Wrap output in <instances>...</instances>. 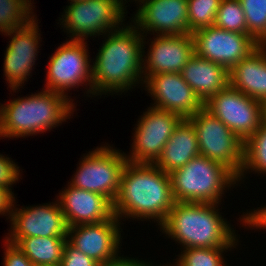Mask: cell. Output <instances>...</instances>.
Returning a JSON list of instances; mask_svg holds the SVG:
<instances>
[{"label":"cell","instance_id":"6","mask_svg":"<svg viewBox=\"0 0 266 266\" xmlns=\"http://www.w3.org/2000/svg\"><path fill=\"white\" fill-rule=\"evenodd\" d=\"M187 119L196 130L200 156L223 164L239 177L244 142L204 106Z\"/></svg>","mask_w":266,"mask_h":266},{"label":"cell","instance_id":"22","mask_svg":"<svg viewBox=\"0 0 266 266\" xmlns=\"http://www.w3.org/2000/svg\"><path fill=\"white\" fill-rule=\"evenodd\" d=\"M199 155L196 130L193 124L184 118L172 133L161 156L154 164L170 174Z\"/></svg>","mask_w":266,"mask_h":266},{"label":"cell","instance_id":"10","mask_svg":"<svg viewBox=\"0 0 266 266\" xmlns=\"http://www.w3.org/2000/svg\"><path fill=\"white\" fill-rule=\"evenodd\" d=\"M84 42L69 40L51 55L47 68L46 90L66 95L67 89L88 82V92L93 95L92 65L87 54V43Z\"/></svg>","mask_w":266,"mask_h":266},{"label":"cell","instance_id":"12","mask_svg":"<svg viewBox=\"0 0 266 266\" xmlns=\"http://www.w3.org/2000/svg\"><path fill=\"white\" fill-rule=\"evenodd\" d=\"M192 36L197 55L222 65L228 71L260 45L248 34L215 26L200 28Z\"/></svg>","mask_w":266,"mask_h":266},{"label":"cell","instance_id":"17","mask_svg":"<svg viewBox=\"0 0 266 266\" xmlns=\"http://www.w3.org/2000/svg\"><path fill=\"white\" fill-rule=\"evenodd\" d=\"M38 29V22L33 19L28 25L5 33L8 36L13 34L4 56V73L12 90L24 84L35 64L38 39H41Z\"/></svg>","mask_w":266,"mask_h":266},{"label":"cell","instance_id":"11","mask_svg":"<svg viewBox=\"0 0 266 266\" xmlns=\"http://www.w3.org/2000/svg\"><path fill=\"white\" fill-rule=\"evenodd\" d=\"M183 119L177 113L149 107L138 121L127 162L154 164Z\"/></svg>","mask_w":266,"mask_h":266},{"label":"cell","instance_id":"13","mask_svg":"<svg viewBox=\"0 0 266 266\" xmlns=\"http://www.w3.org/2000/svg\"><path fill=\"white\" fill-rule=\"evenodd\" d=\"M143 82L151 97H154L152 99L156 100L154 108L189 118L204 106L181 73L149 75Z\"/></svg>","mask_w":266,"mask_h":266},{"label":"cell","instance_id":"31","mask_svg":"<svg viewBox=\"0 0 266 266\" xmlns=\"http://www.w3.org/2000/svg\"><path fill=\"white\" fill-rule=\"evenodd\" d=\"M20 170L10 158L0 155V186L11 190V185L18 181Z\"/></svg>","mask_w":266,"mask_h":266},{"label":"cell","instance_id":"35","mask_svg":"<svg viewBox=\"0 0 266 266\" xmlns=\"http://www.w3.org/2000/svg\"><path fill=\"white\" fill-rule=\"evenodd\" d=\"M99 266H147V264L144 261L137 259H126L124 257L122 258L117 256L104 264H100Z\"/></svg>","mask_w":266,"mask_h":266},{"label":"cell","instance_id":"14","mask_svg":"<svg viewBox=\"0 0 266 266\" xmlns=\"http://www.w3.org/2000/svg\"><path fill=\"white\" fill-rule=\"evenodd\" d=\"M119 221L113 215L101 223L68 227L67 241L86 256L104 264L118 255L121 242Z\"/></svg>","mask_w":266,"mask_h":266},{"label":"cell","instance_id":"19","mask_svg":"<svg viewBox=\"0 0 266 266\" xmlns=\"http://www.w3.org/2000/svg\"><path fill=\"white\" fill-rule=\"evenodd\" d=\"M58 197L68 227L101 223L114 215L112 203L105 196L71 184Z\"/></svg>","mask_w":266,"mask_h":266},{"label":"cell","instance_id":"24","mask_svg":"<svg viewBox=\"0 0 266 266\" xmlns=\"http://www.w3.org/2000/svg\"><path fill=\"white\" fill-rule=\"evenodd\" d=\"M266 174V121L244 142V161L238 180L244 177L246 170Z\"/></svg>","mask_w":266,"mask_h":266},{"label":"cell","instance_id":"28","mask_svg":"<svg viewBox=\"0 0 266 266\" xmlns=\"http://www.w3.org/2000/svg\"><path fill=\"white\" fill-rule=\"evenodd\" d=\"M189 34L200 28L214 26L221 0H187Z\"/></svg>","mask_w":266,"mask_h":266},{"label":"cell","instance_id":"26","mask_svg":"<svg viewBox=\"0 0 266 266\" xmlns=\"http://www.w3.org/2000/svg\"><path fill=\"white\" fill-rule=\"evenodd\" d=\"M246 17L247 34L266 45V0H239Z\"/></svg>","mask_w":266,"mask_h":266},{"label":"cell","instance_id":"29","mask_svg":"<svg viewBox=\"0 0 266 266\" xmlns=\"http://www.w3.org/2000/svg\"><path fill=\"white\" fill-rule=\"evenodd\" d=\"M228 248H186L177 260V266H226L222 253Z\"/></svg>","mask_w":266,"mask_h":266},{"label":"cell","instance_id":"32","mask_svg":"<svg viewBox=\"0 0 266 266\" xmlns=\"http://www.w3.org/2000/svg\"><path fill=\"white\" fill-rule=\"evenodd\" d=\"M4 266H35L16 245L5 242Z\"/></svg>","mask_w":266,"mask_h":266},{"label":"cell","instance_id":"9","mask_svg":"<svg viewBox=\"0 0 266 266\" xmlns=\"http://www.w3.org/2000/svg\"><path fill=\"white\" fill-rule=\"evenodd\" d=\"M204 107L243 142L250 138L265 120L264 104L230 85L214 94Z\"/></svg>","mask_w":266,"mask_h":266},{"label":"cell","instance_id":"25","mask_svg":"<svg viewBox=\"0 0 266 266\" xmlns=\"http://www.w3.org/2000/svg\"><path fill=\"white\" fill-rule=\"evenodd\" d=\"M31 6V0H0V31L7 33L28 25L34 19Z\"/></svg>","mask_w":266,"mask_h":266},{"label":"cell","instance_id":"4","mask_svg":"<svg viewBox=\"0 0 266 266\" xmlns=\"http://www.w3.org/2000/svg\"><path fill=\"white\" fill-rule=\"evenodd\" d=\"M68 96L44 90L0 105V137L15 138L46 132L71 116Z\"/></svg>","mask_w":266,"mask_h":266},{"label":"cell","instance_id":"27","mask_svg":"<svg viewBox=\"0 0 266 266\" xmlns=\"http://www.w3.org/2000/svg\"><path fill=\"white\" fill-rule=\"evenodd\" d=\"M214 26L247 34L246 17L239 0H221Z\"/></svg>","mask_w":266,"mask_h":266},{"label":"cell","instance_id":"18","mask_svg":"<svg viewBox=\"0 0 266 266\" xmlns=\"http://www.w3.org/2000/svg\"><path fill=\"white\" fill-rule=\"evenodd\" d=\"M156 36L150 44L147 59L143 58L144 78L159 73H180L195 53L192 34Z\"/></svg>","mask_w":266,"mask_h":266},{"label":"cell","instance_id":"33","mask_svg":"<svg viewBox=\"0 0 266 266\" xmlns=\"http://www.w3.org/2000/svg\"><path fill=\"white\" fill-rule=\"evenodd\" d=\"M243 222L248 226L266 229V206L261 209L254 210L243 216Z\"/></svg>","mask_w":266,"mask_h":266},{"label":"cell","instance_id":"16","mask_svg":"<svg viewBox=\"0 0 266 266\" xmlns=\"http://www.w3.org/2000/svg\"><path fill=\"white\" fill-rule=\"evenodd\" d=\"M11 231L6 239L67 237L68 225L59 203L11 209Z\"/></svg>","mask_w":266,"mask_h":266},{"label":"cell","instance_id":"15","mask_svg":"<svg viewBox=\"0 0 266 266\" xmlns=\"http://www.w3.org/2000/svg\"><path fill=\"white\" fill-rule=\"evenodd\" d=\"M138 12L133 19L142 34L183 35L189 33L187 0H139ZM147 31V32H145Z\"/></svg>","mask_w":266,"mask_h":266},{"label":"cell","instance_id":"3","mask_svg":"<svg viewBox=\"0 0 266 266\" xmlns=\"http://www.w3.org/2000/svg\"><path fill=\"white\" fill-rule=\"evenodd\" d=\"M217 204L175 202L160 226L163 233L186 248H232L236 237L216 210Z\"/></svg>","mask_w":266,"mask_h":266},{"label":"cell","instance_id":"5","mask_svg":"<svg viewBox=\"0 0 266 266\" xmlns=\"http://www.w3.org/2000/svg\"><path fill=\"white\" fill-rule=\"evenodd\" d=\"M170 177L175 202L219 204L226 186L238 182L226 166L200 155L174 170Z\"/></svg>","mask_w":266,"mask_h":266},{"label":"cell","instance_id":"37","mask_svg":"<svg viewBox=\"0 0 266 266\" xmlns=\"http://www.w3.org/2000/svg\"><path fill=\"white\" fill-rule=\"evenodd\" d=\"M70 3H74V2H79V1H83V0H70Z\"/></svg>","mask_w":266,"mask_h":266},{"label":"cell","instance_id":"20","mask_svg":"<svg viewBox=\"0 0 266 266\" xmlns=\"http://www.w3.org/2000/svg\"><path fill=\"white\" fill-rule=\"evenodd\" d=\"M180 73L203 104L229 85V71L226 68L196 53Z\"/></svg>","mask_w":266,"mask_h":266},{"label":"cell","instance_id":"7","mask_svg":"<svg viewBox=\"0 0 266 266\" xmlns=\"http://www.w3.org/2000/svg\"><path fill=\"white\" fill-rule=\"evenodd\" d=\"M124 7L123 0H83L70 3L60 20L68 33H72L71 40L84 41L89 35H106L120 29Z\"/></svg>","mask_w":266,"mask_h":266},{"label":"cell","instance_id":"21","mask_svg":"<svg viewBox=\"0 0 266 266\" xmlns=\"http://www.w3.org/2000/svg\"><path fill=\"white\" fill-rule=\"evenodd\" d=\"M229 85L266 104V45H259L229 71Z\"/></svg>","mask_w":266,"mask_h":266},{"label":"cell","instance_id":"23","mask_svg":"<svg viewBox=\"0 0 266 266\" xmlns=\"http://www.w3.org/2000/svg\"><path fill=\"white\" fill-rule=\"evenodd\" d=\"M16 245L35 266H59L67 237L6 239Z\"/></svg>","mask_w":266,"mask_h":266},{"label":"cell","instance_id":"1","mask_svg":"<svg viewBox=\"0 0 266 266\" xmlns=\"http://www.w3.org/2000/svg\"><path fill=\"white\" fill-rule=\"evenodd\" d=\"M174 204L170 174L155 164H125L112 203L113 214L118 219L124 215L125 218L158 219L161 226Z\"/></svg>","mask_w":266,"mask_h":266},{"label":"cell","instance_id":"8","mask_svg":"<svg viewBox=\"0 0 266 266\" xmlns=\"http://www.w3.org/2000/svg\"><path fill=\"white\" fill-rule=\"evenodd\" d=\"M101 146L87 154L72 178L71 185L105 196L111 203L119 190L126 154Z\"/></svg>","mask_w":266,"mask_h":266},{"label":"cell","instance_id":"36","mask_svg":"<svg viewBox=\"0 0 266 266\" xmlns=\"http://www.w3.org/2000/svg\"><path fill=\"white\" fill-rule=\"evenodd\" d=\"M264 114H265V121H266V104L264 105Z\"/></svg>","mask_w":266,"mask_h":266},{"label":"cell","instance_id":"34","mask_svg":"<svg viewBox=\"0 0 266 266\" xmlns=\"http://www.w3.org/2000/svg\"><path fill=\"white\" fill-rule=\"evenodd\" d=\"M15 196L13 195L12 190L4 186H0V214L9 213V218L11 217L12 207H14Z\"/></svg>","mask_w":266,"mask_h":266},{"label":"cell","instance_id":"2","mask_svg":"<svg viewBox=\"0 0 266 266\" xmlns=\"http://www.w3.org/2000/svg\"><path fill=\"white\" fill-rule=\"evenodd\" d=\"M121 27L109 32L98 50L92 65L93 95L124 92L143 81L145 37L132 24Z\"/></svg>","mask_w":266,"mask_h":266},{"label":"cell","instance_id":"30","mask_svg":"<svg viewBox=\"0 0 266 266\" xmlns=\"http://www.w3.org/2000/svg\"><path fill=\"white\" fill-rule=\"evenodd\" d=\"M91 257L86 256L68 241L65 244L60 266H99Z\"/></svg>","mask_w":266,"mask_h":266}]
</instances>
